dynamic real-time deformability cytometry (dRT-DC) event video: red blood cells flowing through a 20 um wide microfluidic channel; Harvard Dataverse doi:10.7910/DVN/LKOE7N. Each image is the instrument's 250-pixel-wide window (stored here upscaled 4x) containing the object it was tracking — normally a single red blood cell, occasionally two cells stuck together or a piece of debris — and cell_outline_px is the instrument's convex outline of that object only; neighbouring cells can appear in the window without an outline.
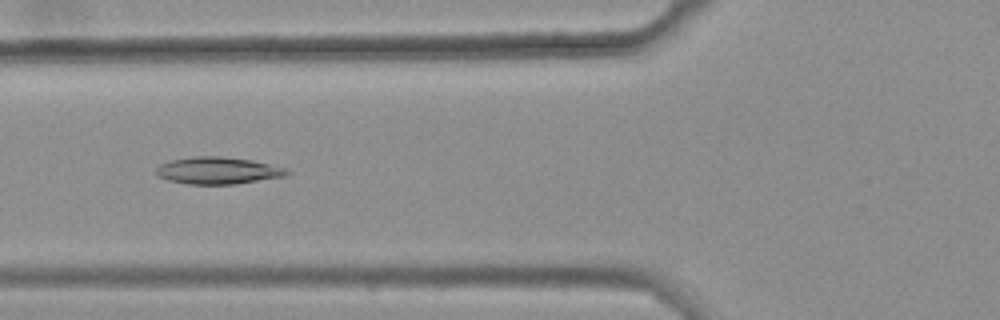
{"species": "common noctule bat (a hibernating species)", "species_latin": "Nyctalus noctula", "temperature_condition": "warm", "stored_images_in_passage": 40, "camera_frame_rate_fps": 3000, "um_per_image_px": 0.085, "animal": {"sex": "female", "body_mass_g": 25.1}, "frame": {"image": 1, "passage_image": 13, "time_ms": 4.0, "image_size_px": [1000, 320], "cell_outline_px": [[292, 172], [284, 176], [236, 184], [188, 184], [168, 180], [160, 176], [156, 172], [156, 168], [160, 164], [172, 160], [192, 156], [220, 156], [252, 160], [284, 168]], "centroid_in_image_um": [18.51, 14.49], "position_along_channel_um": 107.3, "area_um2": 20.4}}
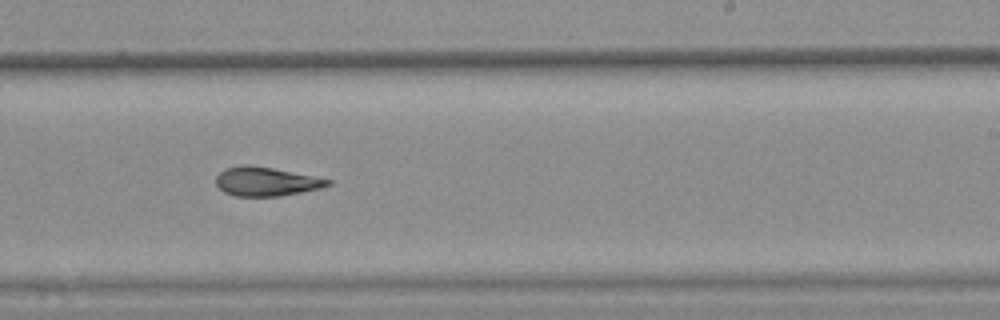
{"frame": {"image": 2, "passage_image": 26, "time_ms": 8.333, "image_size_px": [1000, 320], "cell_outline_px": [[332, 184], [324, 188], [280, 196], [236, 196], [224, 192], [216, 184], [216, 176], [224, 168], [240, 164], [244, 164], [272, 168], [332, 180]], "centroid_in_image_um": [22.61, 15.43], "position_along_channel_um": 266.4, "area_um2": 18.9}}
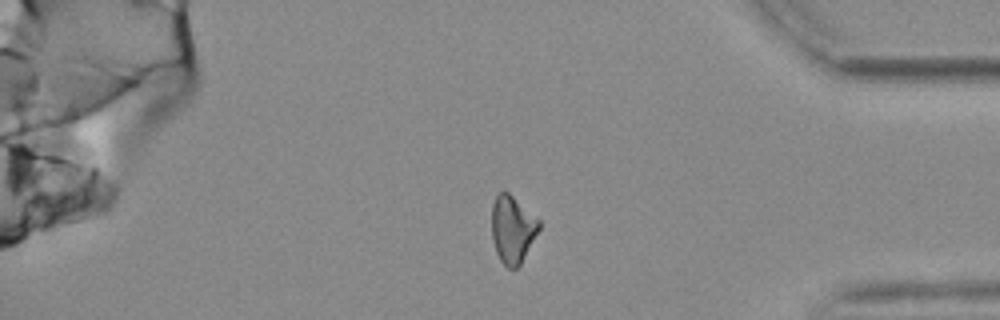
{"frame": {"image": 3, "passage_image": 38, "time_ms": 12.333, "image_size_px": [1000, 320], "cell_outline_px": [[540, 228], [520, 264], [516, 268], [508, 268], [500, 260], [496, 252], [492, 240], [492, 204], [496, 196], [500, 192], [508, 192], [540, 220]], "centroid_in_image_um": [43.55, 19.49], "position_along_channel_um": 391.6, "area_um2": 18.38}, "authors_computed_cell_mechanics": {"area_um2": 19.3341, "velocity_mm_per_s": 3.6695, "shape_relaxation_time_tau1_ms": null, "shape_relaxation_time_tau2_ms": 2.3144, "deformation_change_tau1": null, "deformation_change_tau2": 0.0966}}